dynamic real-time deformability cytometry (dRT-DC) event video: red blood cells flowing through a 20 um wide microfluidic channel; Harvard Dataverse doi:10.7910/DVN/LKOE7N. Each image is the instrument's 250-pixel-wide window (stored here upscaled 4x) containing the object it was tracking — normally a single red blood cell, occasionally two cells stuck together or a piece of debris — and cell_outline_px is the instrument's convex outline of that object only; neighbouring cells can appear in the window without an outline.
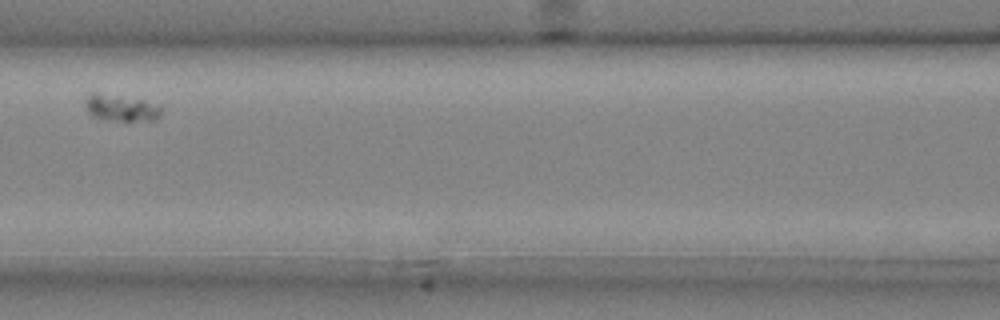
{"species": "common noctule bat (a hibernating species)", "species_latin": "Nyctalus noctula", "temperature_condition": "cold", "stored_images_in_passage": 6, "camera_frame_rate_fps": 3000, "um_per_image_px": 0.085, "animal": {"sex": "male", "body_mass_g": 20.4}, "frame": {"image": 1, "passage_image": 6, "time_ms": 1.667, "image_size_px": [1000, 320], "cell_outline_px": [[164, 108], [160, 116], [156, 120], [112, 120], [92, 116], [88, 112], [84, 104], [84, 100], [92, 92], [96, 92], [144, 100]], "centroid_in_image_um": [10.28, 9.16], "position_along_channel_um": 156.3, "area_um2": 11.73}}